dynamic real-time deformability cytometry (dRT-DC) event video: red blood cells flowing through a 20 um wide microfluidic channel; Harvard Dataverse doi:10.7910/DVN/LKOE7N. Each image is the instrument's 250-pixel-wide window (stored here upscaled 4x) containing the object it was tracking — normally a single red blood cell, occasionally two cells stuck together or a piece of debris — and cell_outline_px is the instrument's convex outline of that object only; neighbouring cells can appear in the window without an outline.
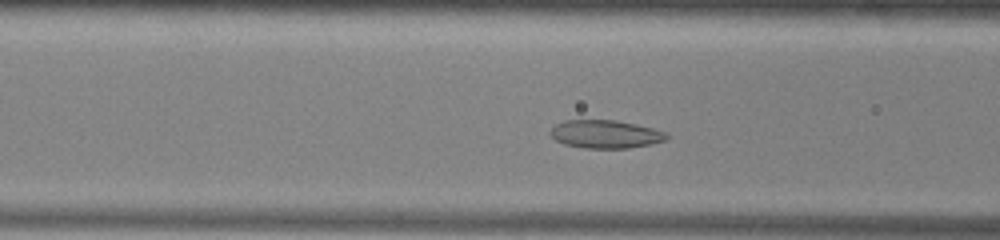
{"species": "common noctule bat (a hibernating species)", "species_latin": "Nyctalus noctula", "temperature_condition": "warm", "stored_images_in_passage": 44, "camera_frame_rate_fps": 3000, "um_per_image_px": 0.085, "animal": {"sex": "male", "body_mass_g": 13.0, "forearm_length_mm": 53.1}, "frame": {"image": 1, "passage_image": 11, "time_ms": 3.333, "image_size_px": [1000, 240], "cell_outline_px": [[668, 136], [664, 140], [652, 144], [628, 148], [584, 148], [564, 144], [556, 140], [548, 132], [556, 124], [564, 120], [616, 120], [636, 124], [652, 128], [664, 132]], "centroid_in_image_um": [51.43, 11.4], "position_along_channel_um": 115.2, "area_um2": 18.96}}
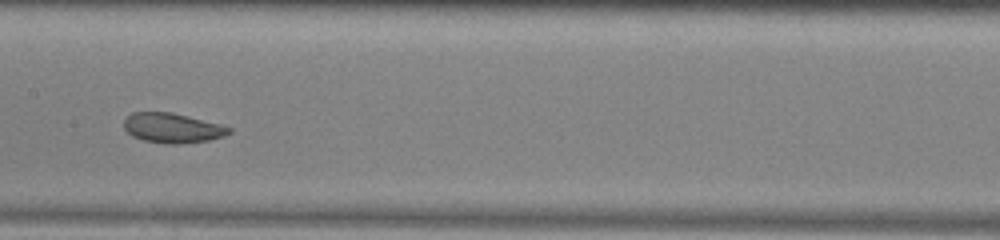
{"frame": {"image": 2, "passage_image": 17, "time_ms": 5.333, "image_size_px": [1000, 240], "cell_outline_px": [[232, 132], [224, 136], [208, 140], [180, 144], [164, 144], [144, 140], [132, 136], [124, 128], [124, 120], [132, 112], [172, 112], [220, 124], [232, 128]], "centroid_in_image_um": [14.66, 10.88], "position_along_channel_um": 192.7, "area_um2": 18.26}}
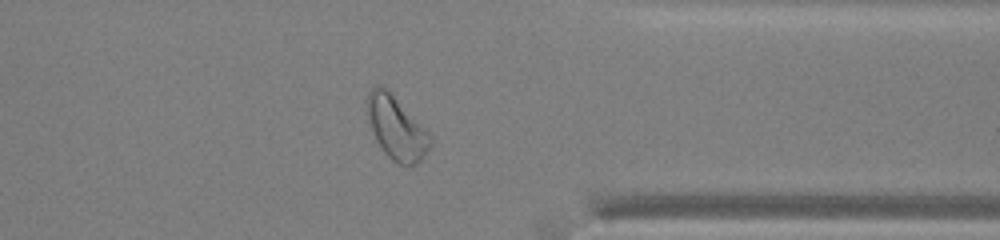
{"frame": {"image": 3, "passage_image": 32, "time_ms": 10.333, "image_size_px": [1000, 240], "cell_outline_px": [[432, 144], [424, 156], [416, 164], [400, 164], [392, 160], [384, 152], [376, 140], [372, 128], [368, 112], [368, 92], [376, 84], [380, 84], [432, 136]], "centroid_in_image_um": [33.71, 10.92], "position_along_channel_um": 377.7, "area_um2": 22.2}, "authors_computed_cell_mechanics": {"area_um2": 21.0681, "velocity_mm_per_s": 3.8869, "shape_relaxation_time_tau1_ms": 3.3459, "shape_relaxation_time_tau2_ms": 1.9397, "deformation_change_tau1": 0.0894, "deformation_change_tau2": 0.0724}}